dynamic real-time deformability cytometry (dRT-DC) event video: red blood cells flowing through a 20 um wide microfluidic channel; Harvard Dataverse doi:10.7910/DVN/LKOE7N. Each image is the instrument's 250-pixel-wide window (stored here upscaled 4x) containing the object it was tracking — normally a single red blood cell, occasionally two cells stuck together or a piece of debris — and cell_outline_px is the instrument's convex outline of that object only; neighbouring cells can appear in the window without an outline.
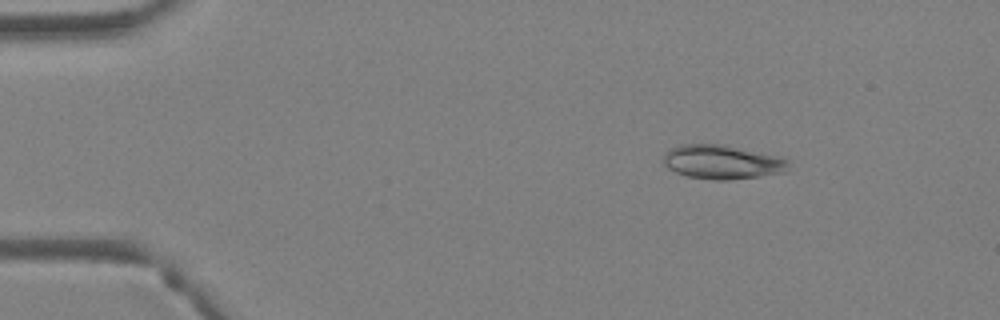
{"species": "Egyptian fruit bat (a non-hibernating species)", "species_latin": "Rousettus aegyptiacus", "temperature_condition": "warm", "stored_images_in_passage": 4, "camera_frame_rate_fps": 3000, "um_per_image_px": 0.085, "animal": {"sex": "female"}, "frame": {"image": 1, "passage_image": 2, "time_ms": 0.333, "image_size_px": [1000, 320], "cell_outline_px": [[788, 164], [784, 172], [760, 176], [728, 180], [712, 180], [688, 176], [676, 172], [668, 168], [664, 164], [664, 152], [680, 144], [720, 144], [772, 156], [788, 160]], "centroid_in_image_um": [61.3, 13.78], "position_along_channel_um": 23.7, "area_um2": 24.22}}